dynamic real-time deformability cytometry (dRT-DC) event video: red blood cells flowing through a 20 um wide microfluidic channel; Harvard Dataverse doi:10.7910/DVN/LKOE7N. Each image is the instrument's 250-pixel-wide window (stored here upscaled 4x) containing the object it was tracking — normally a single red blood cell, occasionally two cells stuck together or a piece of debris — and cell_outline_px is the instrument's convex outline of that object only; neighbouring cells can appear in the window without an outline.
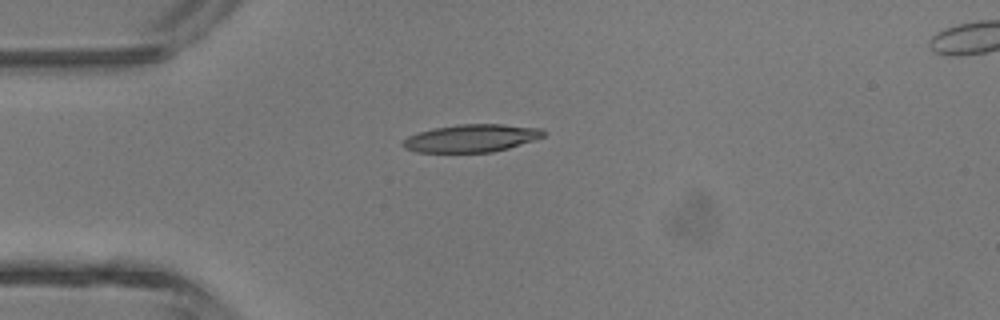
{"species": "common noctule bat (a hibernating species)", "species_latin": "Nyctalus noctula", "temperature_condition": "room temperature", "stored_images_in_passage": 2, "camera_frame_rate_fps": 3000, "um_per_image_px": 0.085, "animal": {"sex": "male", "body_mass_g": 13.3}, "frame": {"image": 1, "passage_image": 1, "time_ms": 0.0, "image_size_px": [1000, 320], "cell_outline_px": [[544, 136], [508, 148], [492, 152], [416, 152], [404, 148], [400, 144], [400, 140], [408, 136], [420, 132], [436, 128], [456, 124], [504, 124], [540, 128], [544, 132]], "centroid_in_image_um": [40.01, 11.75], "position_along_channel_um": 45.0, "area_um2": 22.6}}